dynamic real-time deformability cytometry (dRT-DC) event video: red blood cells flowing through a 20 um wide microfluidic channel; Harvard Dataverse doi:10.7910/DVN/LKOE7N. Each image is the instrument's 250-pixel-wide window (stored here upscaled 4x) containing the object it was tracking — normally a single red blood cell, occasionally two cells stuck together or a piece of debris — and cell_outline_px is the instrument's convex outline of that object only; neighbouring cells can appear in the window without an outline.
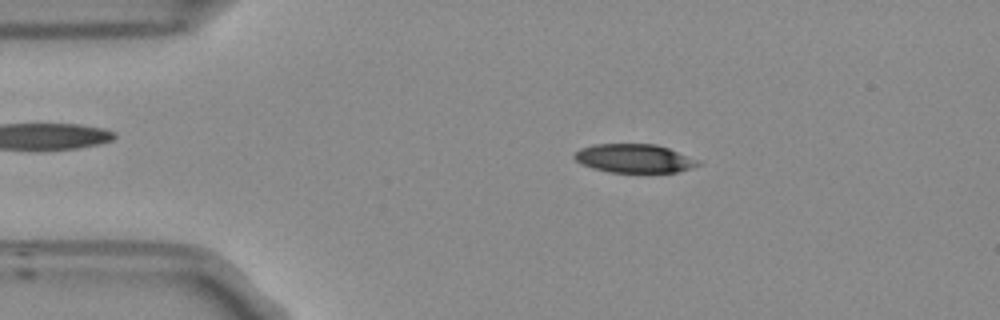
{"species": "Egyptian fruit bat (a non-hibernating species)", "species_latin": "Rousettus aegyptiacus", "temperature_condition": "room temperature", "stored_images_in_passage": 52, "camera_frame_rate_fps": 3000, "um_per_image_px": 0.085, "frame": {"image": 1, "passage_image": 8, "time_ms": 2.333, "image_size_px": [1000, 320], "cell_outline_px": [[700, 164], [692, 168], [676, 172], [608, 172], [592, 168], [580, 164], [572, 156], [580, 148], [592, 144], [656, 144], [668, 148], [696, 160]], "centroid_in_image_um": [53.84, 13.46], "position_along_channel_um": 31.2, "area_um2": 20.52}}
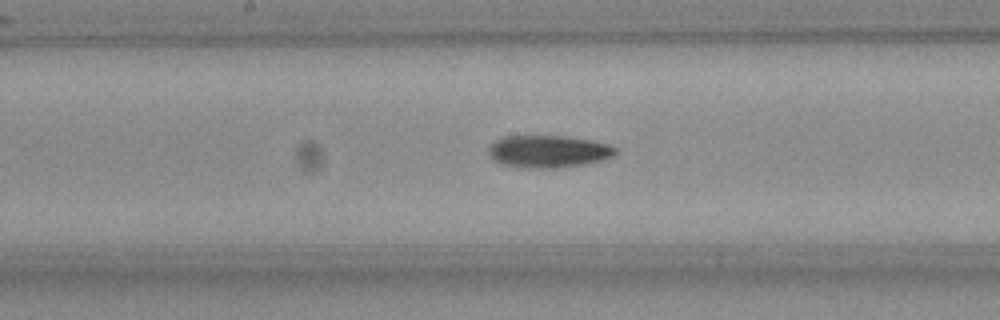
{"frame": {"image": 2, "passage_image": 25, "time_ms": 8.0, "image_size_px": [1000, 320], "cell_outline_px": [[616, 152], [612, 156], [604, 160], [584, 164], [556, 168], [524, 168], [504, 164], [496, 160], [488, 152], [488, 148], [496, 140], [504, 136], [564, 136], [592, 140], [616, 148]], "centroid_in_image_um": [46.61, 12.87], "position_along_channel_um": 201.6, "area_um2": 23.64}}
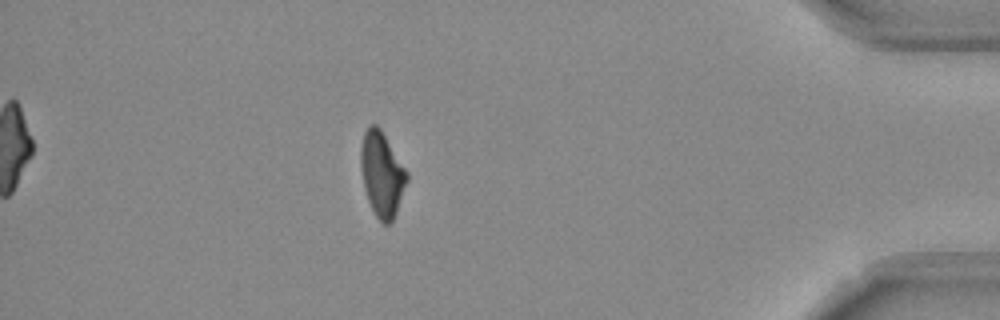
{"frame": {"image": 3, "passage_image": 45, "time_ms": 14.667, "image_size_px": [1000, 320], "cell_outline_px": [[408, 180], [396, 212], [392, 220], [388, 224], [384, 224], [376, 216], [368, 200], [364, 188], [360, 164], [360, 148], [364, 132], [372, 124], [376, 124], [380, 128], [408, 172]], "centroid_in_image_um": [32.46, 14.79], "position_along_channel_um": 402.7, "area_um2": 22.54}}